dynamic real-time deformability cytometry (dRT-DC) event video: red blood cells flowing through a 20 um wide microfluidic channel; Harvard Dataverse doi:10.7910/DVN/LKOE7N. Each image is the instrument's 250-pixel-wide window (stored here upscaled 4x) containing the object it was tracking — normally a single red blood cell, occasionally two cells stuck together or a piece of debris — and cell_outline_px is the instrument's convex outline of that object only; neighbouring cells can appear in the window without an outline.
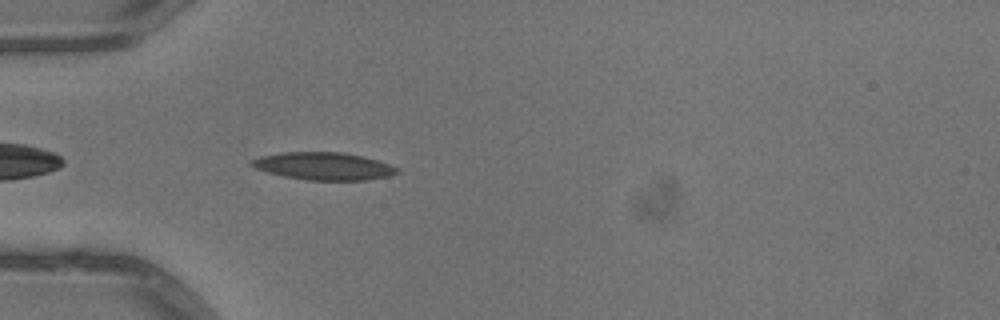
{"species": "common noctule bat (a hibernating species)", "species_latin": "Nyctalus noctula", "temperature_condition": "warm", "stored_images_in_passage": 32, "camera_frame_rate_fps": 3000, "um_per_image_px": 0.085, "animal": {"sex": "male", "body_mass_g": 13.3}, "frame": {"image": 1, "passage_image": 2, "time_ms": 0.333, "image_size_px": [1000, 320], "cell_outline_px": [[400, 172], [388, 176], [368, 180], [308, 180], [284, 176], [268, 172], [256, 168], [248, 164], [252, 160], [260, 156], [280, 152], [340, 152], [364, 156], [400, 168]], "centroid_in_image_um": [27.52, 14.12], "position_along_channel_um": 57.5, "area_um2": 23.35}}
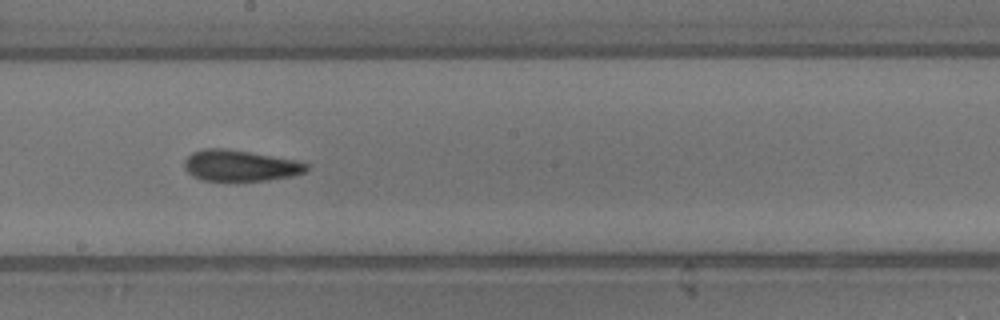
{"frame": {"image": 2, "passage_image": 15, "time_ms": 4.667, "image_size_px": [1000, 320], "cell_outline_px": [[308, 168], [304, 172], [292, 176], [268, 180], [200, 180], [192, 176], [184, 168], [184, 160], [192, 152], [204, 148], [224, 148], [296, 160], [308, 164]], "centroid_in_image_um": [20.37, 14.07], "position_along_channel_um": 227.8, "area_um2": 21.96}}
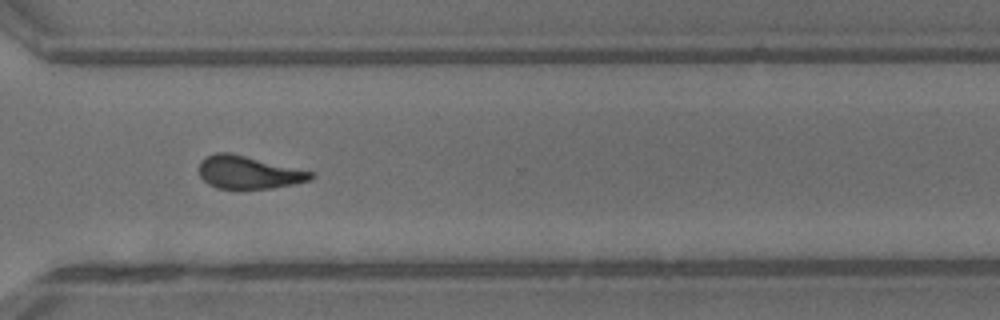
{"frame": {"image": 3, "passage_image": 24, "time_ms": 7.667, "image_size_px": [1000, 320], "cell_outline_px": [[316, 176], [312, 180], [296, 184], [272, 188], [216, 188], [208, 184], [200, 176], [200, 160], [204, 156], [216, 152], [228, 152], [312, 172]], "centroid_in_image_um": [21.11, 14.65], "position_along_channel_um": 349.5, "area_um2": 21.21}, "authors_computed_cell_mechanics": {"area_um2": 22.3686, "velocity_mm_per_s": 4.067, "shape_relaxation_time_tau1_ms": null, "shape_relaxation_time_tau2_ms": 3.1912, "deformation_change_tau1": null, "deformation_change_tau2": 0.127}}